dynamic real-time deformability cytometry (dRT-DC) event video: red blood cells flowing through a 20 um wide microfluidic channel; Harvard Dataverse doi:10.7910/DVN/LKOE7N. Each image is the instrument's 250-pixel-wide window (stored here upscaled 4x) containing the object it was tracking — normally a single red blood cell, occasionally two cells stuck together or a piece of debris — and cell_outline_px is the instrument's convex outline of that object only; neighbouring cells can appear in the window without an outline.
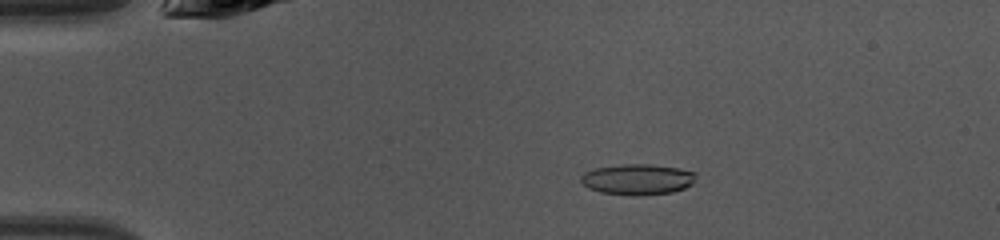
{"species": "common noctule bat (a hibernating species)", "species_latin": "Nyctalus noctula", "temperature_condition": "warm", "stored_images_in_passage": 46, "camera_frame_rate_fps": 3000, "um_per_image_px": 0.085, "animal": {"sex": "female", "body_mass_g": 10.0, "forearm_length_mm": 53.1}, "frame": {"image": 1, "passage_image": 9, "time_ms": 2.667, "image_size_px": [1000, 240], "cell_outline_px": [[696, 172], [692, 184], [684, 188], [672, 192], [640, 196], [632, 196], [600, 192], [588, 188], [580, 180], [580, 176], [584, 172], [596, 168], [624, 164], [652, 164], [680, 168]], "centroid_in_image_um": [54.19, 15.25], "position_along_channel_um": 30.8, "area_um2": 20.75}}
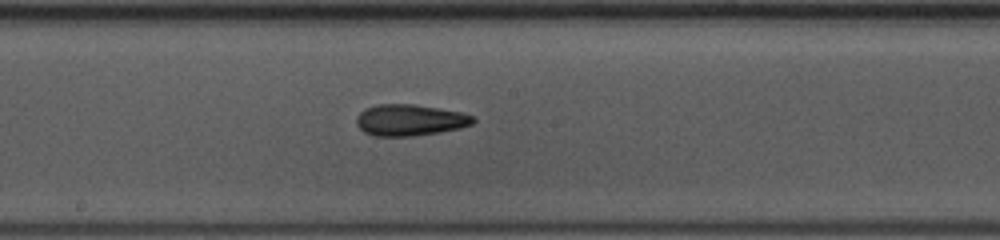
{"frame": {"image": 2, "passage_image": 25, "time_ms": 8.0, "image_size_px": [1000, 240], "cell_outline_px": [[476, 120], [472, 124], [460, 128], [440, 132], [412, 136], [376, 136], [364, 132], [356, 124], [356, 116], [364, 108], [376, 104], [412, 104], [440, 108], [464, 112], [472, 116]], "centroid_in_image_um": [34.83, 10.2], "position_along_channel_um": 213.4, "area_um2": 21.5}}
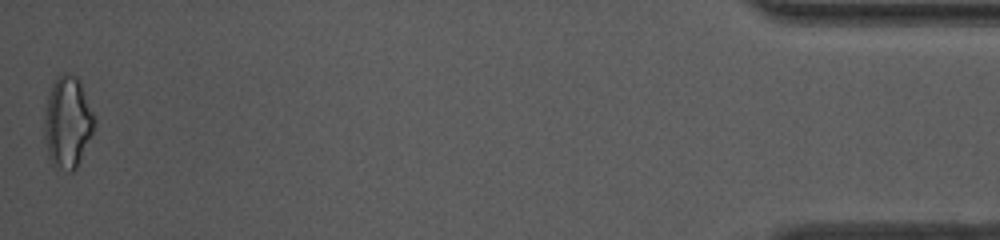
{"frame": {"image": 3, "passage_image": 46, "time_ms": 15.0, "image_size_px": [1000, 240], "cell_outline_px": [[96, 120], [92, 132], [80, 160], [76, 168], [72, 172], [68, 172], [52, 164], [48, 156], [44, 136], [44, 120], [48, 96], [52, 84], [56, 76], [64, 72], [68, 72], [76, 76], [80, 80]], "centroid_in_image_um": [5.74, 10.37], "position_along_channel_um": 429.5, "area_um2": 26.7}, "authors_computed_cell_mechanics": {"area_um2": 20.6057, "velocity_mm_per_s": 4.3244, "shape_relaxation_time_tau1_ms": 4.5626, "shape_relaxation_time_tau2_ms": 3.0485, "deformation_change_tau1": 0.1566, "deformation_change_tau2": 0.1317}}